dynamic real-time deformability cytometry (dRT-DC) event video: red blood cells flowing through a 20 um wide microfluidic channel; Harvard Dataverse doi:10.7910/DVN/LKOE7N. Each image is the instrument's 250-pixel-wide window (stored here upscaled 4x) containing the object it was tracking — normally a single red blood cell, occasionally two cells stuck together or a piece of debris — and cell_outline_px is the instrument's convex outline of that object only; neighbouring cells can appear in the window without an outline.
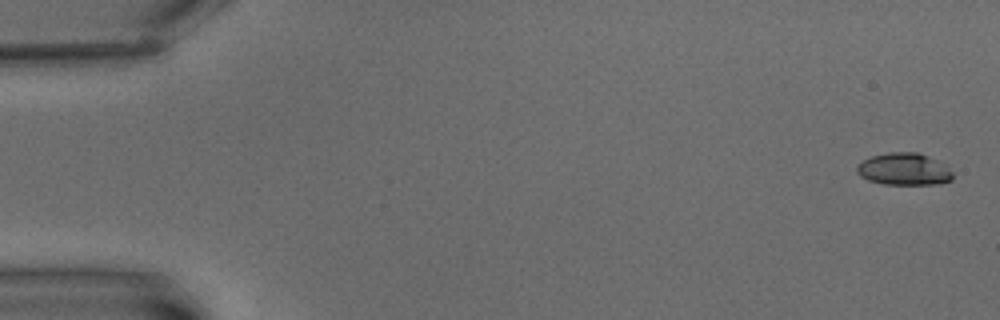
{"species": "common noctule bat (a hibernating species)", "species_latin": "Nyctalus noctula", "temperature_condition": "warm", "stored_images_in_passage": 8, "camera_frame_rate_fps": 3000, "um_per_image_px": 0.085, "animal": {"sex": "male", "body_mass_g": 15.6}, "frame": {"image": 1, "passage_image": 1, "time_ms": 0.0, "image_size_px": [1000, 320], "cell_outline_px": [[952, 180], [940, 184], [884, 184], [868, 180], [860, 176], [856, 172], [856, 164], [872, 156], [888, 152], [916, 152], [928, 156], [948, 164], [952, 172]], "centroid_in_image_um": [76.86, 14.37], "position_along_channel_um": 8.1, "area_um2": 18.21}}
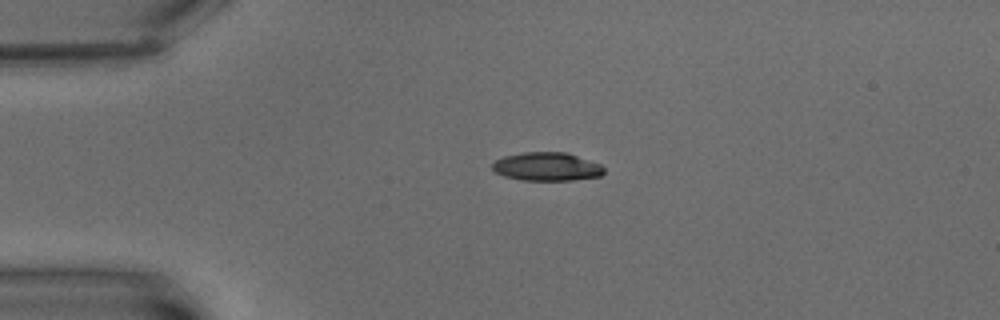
{"frame": {"image": 2, "passage_image": 5, "time_ms": 4.667, "image_size_px": [1000, 320], "cell_outline_px": [[604, 172], [600, 176], [572, 180], [520, 180], [504, 176], [496, 172], [492, 168], [492, 164], [496, 160], [504, 156], [524, 152], [568, 152], [600, 164], [604, 168]], "centroid_in_image_um": [46.48, 14.16], "position_along_channel_um": 38.5, "area_um2": 18.5}}
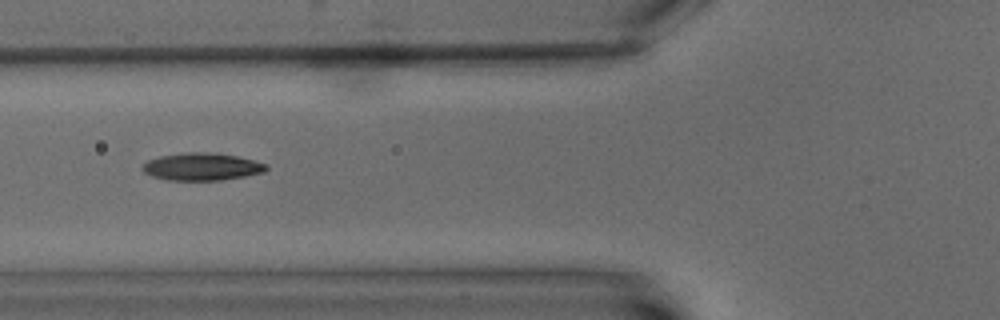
{"frame": {"image": 3, "passage_image": 7, "time_ms": 8.0, "image_size_px": [1000, 320], "cell_outline_px": [[268, 168], [264, 172], [244, 176], [220, 180], [168, 180], [152, 176], [144, 172], [140, 168], [148, 160], [160, 156], [184, 152], [216, 152], [236, 156], [268, 164]], "centroid_in_image_um": [17.15, 14.16], "position_along_channel_um": 108.7, "area_um2": 19.83}}